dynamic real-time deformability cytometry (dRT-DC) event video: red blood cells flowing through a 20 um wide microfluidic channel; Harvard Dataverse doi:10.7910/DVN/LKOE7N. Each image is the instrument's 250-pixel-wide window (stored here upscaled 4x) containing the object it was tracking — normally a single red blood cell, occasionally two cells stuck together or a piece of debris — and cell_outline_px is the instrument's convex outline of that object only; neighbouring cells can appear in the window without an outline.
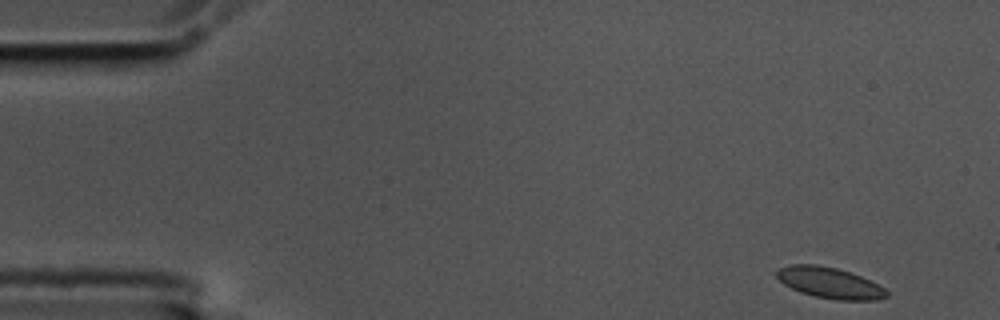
{"species": "common noctule bat (a hibernating species)", "species_latin": "Nyctalus noctula", "temperature_condition": "cold", "stored_images_in_passage": 55, "camera_frame_rate_fps": 3000, "um_per_image_px": 0.085, "animal": {"sex": "male", "body_mass_g": 17.5, "forearm_length_mm": 52.3}, "frame": {"image": 1, "passage_image": 1, "time_ms": 0.0, "image_size_px": [1000, 320], "cell_outline_px": [[888, 296], [876, 300], [836, 300], [816, 296], [800, 292], [784, 284], [772, 272], [780, 268], [792, 264], [816, 264], [836, 268], [860, 276], [884, 288], [888, 292]], "centroid_in_image_um": [70.48, 24.04], "position_along_channel_um": 14.5, "area_um2": 19.65}}
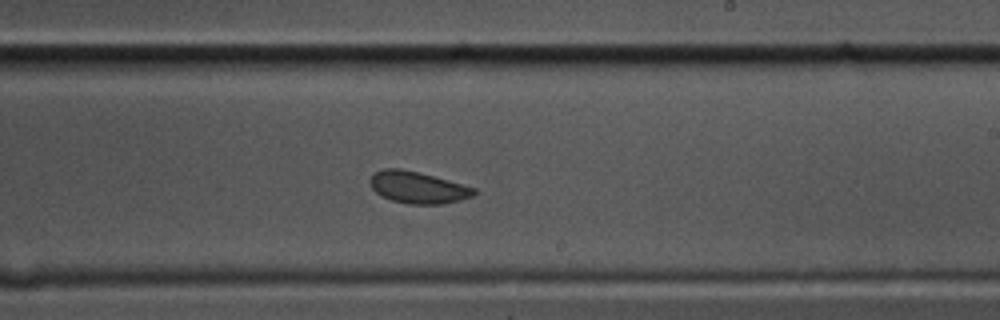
{"frame": {"image": 2, "passage_image": 31, "time_ms": 10.0, "image_size_px": [1000, 320], "cell_outline_px": [[476, 192], [472, 196], [460, 200], [440, 204], [408, 204], [392, 200], [380, 196], [372, 188], [368, 180], [376, 172], [384, 168], [400, 168], [432, 176], [476, 188]], "centroid_in_image_um": [35.48, 15.94], "position_along_channel_um": 253.5, "area_um2": 19.02}}
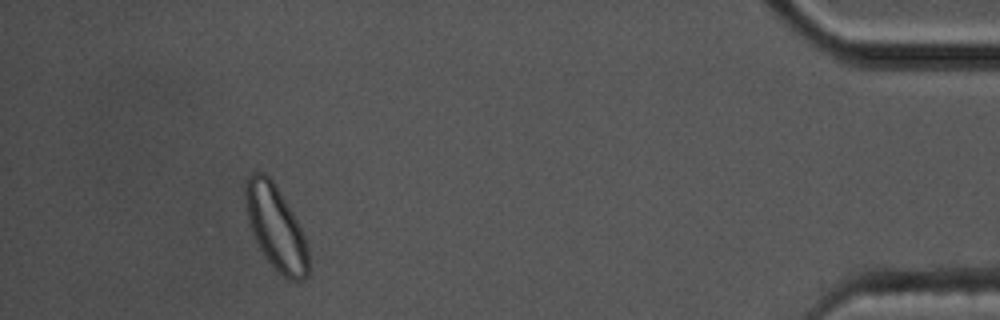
{"frame": {"image": 3, "passage_image": 50, "time_ms": 16.333, "image_size_px": [1000, 320], "cell_outline_px": [[308, 276], [304, 280], [292, 280], [284, 276], [264, 256], [252, 232], [248, 220], [244, 204], [244, 184], [248, 176], [252, 172], [264, 172], [276, 184], [292, 212], [304, 236], [308, 248]], "centroid_in_image_um": [23.42, 19.29], "position_along_channel_um": 411.8, "area_um2": 30.75}, "authors_computed_cell_mechanics": {"area_um2": 19.652, "velocity_mm_per_s": 3.4766, "shape_relaxation_time_tau1_ms": 2.6802, "shape_relaxation_time_tau2_ms": 1.3686, "deformation_change_tau1": 0.0532, "deformation_change_tau2": 0.0462}}